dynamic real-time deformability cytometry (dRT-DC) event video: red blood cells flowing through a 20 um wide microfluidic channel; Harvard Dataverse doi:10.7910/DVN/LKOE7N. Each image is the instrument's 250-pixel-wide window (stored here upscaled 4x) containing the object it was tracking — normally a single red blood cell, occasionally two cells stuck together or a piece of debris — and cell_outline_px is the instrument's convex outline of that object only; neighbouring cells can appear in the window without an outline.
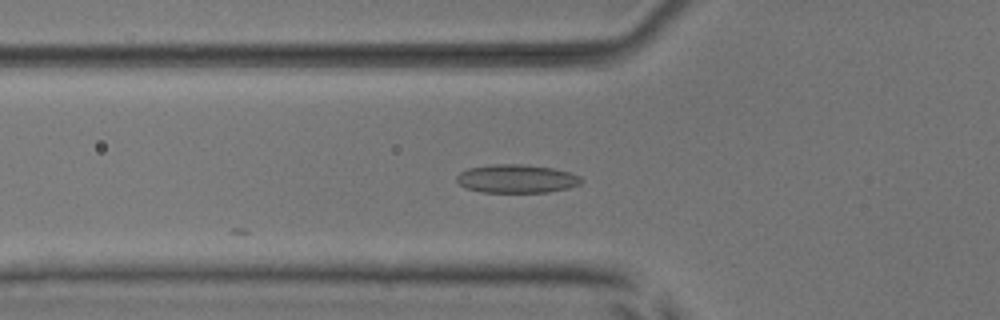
{"species": "common noctule bat (a hibernating species)", "species_latin": "Nyctalus noctula", "temperature_condition": "room temperature", "stored_images_in_passage": 5, "camera_frame_rate_fps": 3000, "um_per_image_px": 0.085, "animal": {"sex": "male", "body_mass_g": 17.9, "forearm_length_mm": 54.2}, "frame": {"image": 1, "passage_image": 3, "time_ms": 0.667, "image_size_px": [1000, 320], "cell_outline_px": [[580, 184], [568, 188], [548, 192], [480, 192], [468, 188], [460, 184], [456, 180], [456, 176], [460, 172], [468, 168], [492, 164], [524, 164], [552, 168], [568, 172], [580, 176]], "centroid_in_image_um": [43.88, 15.19], "position_along_channel_um": 81.9, "area_um2": 20.52}}